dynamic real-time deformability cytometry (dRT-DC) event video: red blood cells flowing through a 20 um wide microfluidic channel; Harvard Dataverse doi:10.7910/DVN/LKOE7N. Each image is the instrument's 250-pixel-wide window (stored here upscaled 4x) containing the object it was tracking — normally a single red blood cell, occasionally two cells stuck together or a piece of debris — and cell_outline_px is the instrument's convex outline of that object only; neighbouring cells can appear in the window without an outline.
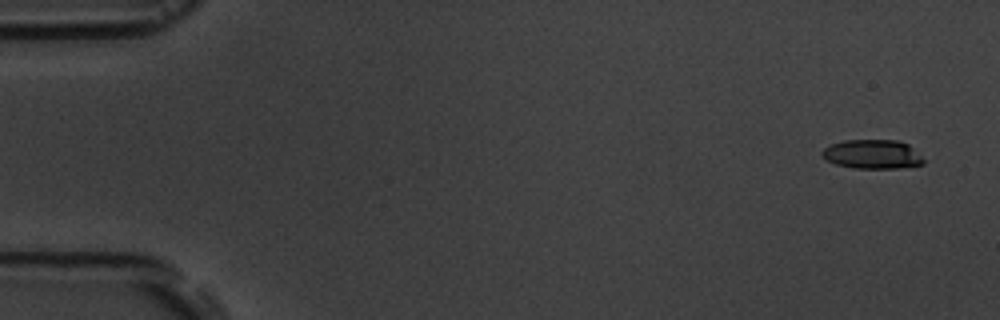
{"species": "common noctule bat (a hibernating species)", "species_latin": "Nyctalus noctula", "temperature_condition": "room temperature", "stored_images_in_passage": 8, "camera_frame_rate_fps": 3000, "um_per_image_px": 0.085, "animal": {"sex": "male", "body_mass_g": 19.5, "forearm_length_mm": 54.6}, "frame": {"image": 1, "passage_image": 1, "time_ms": 0.0, "image_size_px": [1000, 320], "cell_outline_px": [[924, 164], [900, 168], [852, 168], [836, 164], [820, 156], [820, 152], [824, 148], [832, 144], [844, 140], [900, 140], [908, 144], [924, 160]], "centroid_in_image_um": [74.13, 13.11], "position_along_channel_um": 10.9, "area_um2": 17.22}}
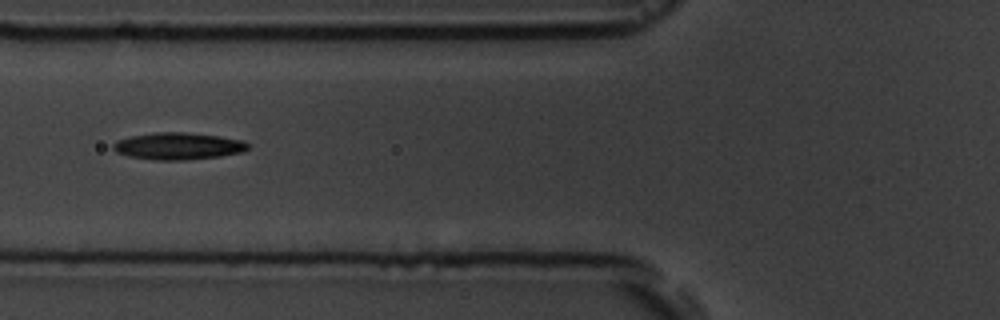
{"frame": {"image": 2, "passage_image": 6, "time_ms": 6.333, "image_size_px": [1000, 320], "cell_outline_px": [[248, 148], [244, 152], [220, 156], [184, 160], [156, 160], [128, 156], [116, 152], [112, 148], [112, 144], [116, 140], [132, 136], [156, 132], [184, 132], [220, 136], [244, 140], [248, 144]], "centroid_in_image_um": [15.14, 12.41], "position_along_channel_um": 110.7, "area_um2": 21.27}}
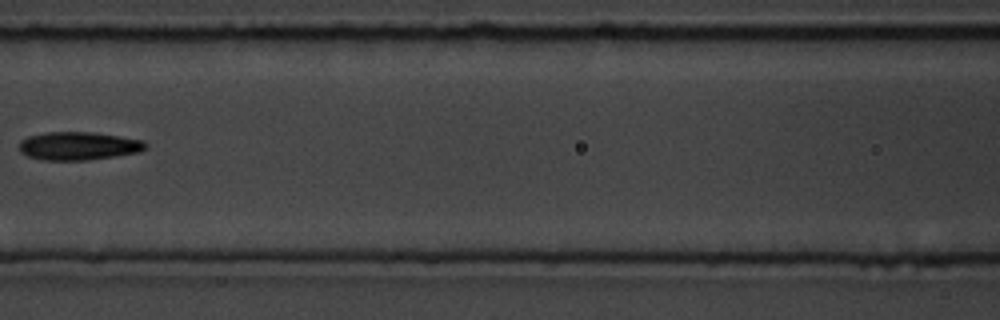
{"frame": {"image": 3, "passage_image": 7, "time_ms": 7.667, "image_size_px": [1000, 320], "cell_outline_px": [[148, 144], [140, 152], [116, 156], [88, 160], [44, 160], [28, 156], [20, 152], [20, 140], [28, 136], [44, 132], [92, 132], [144, 140]], "centroid_in_image_um": [6.67, 12.4], "position_along_channel_um": 159.9, "area_um2": 20.81}}